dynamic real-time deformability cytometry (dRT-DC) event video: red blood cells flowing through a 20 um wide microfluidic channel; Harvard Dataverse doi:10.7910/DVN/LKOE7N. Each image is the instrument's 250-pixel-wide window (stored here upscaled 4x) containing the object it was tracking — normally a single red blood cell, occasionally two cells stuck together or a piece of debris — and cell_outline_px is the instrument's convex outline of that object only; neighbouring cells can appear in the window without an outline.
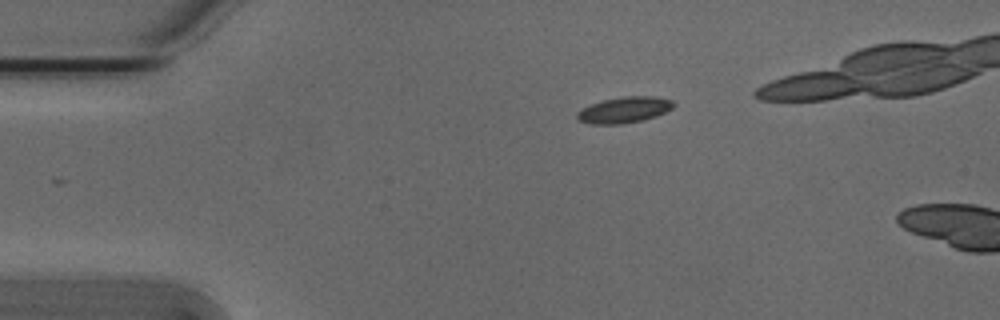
{"species": "Egyptian fruit bat (a non-hibernating species)", "species_latin": "Rousettus aegyptiacus", "temperature_condition": "cold", "stored_images_in_passage": 4, "camera_frame_rate_fps": 3000, "um_per_image_px": 0.085, "animal": {"sex": "male"}, "frame": {"image": 1, "passage_image": 1, "time_ms": 0.0, "image_size_px": [1000, 320], "cell_outline_px": [[676, 104], [672, 108], [656, 116], [644, 120], [620, 124], [588, 124], [576, 120], [576, 112], [580, 108], [604, 100], [624, 96], [656, 96], [672, 100]], "centroid_in_image_um": [53.03, 9.34], "position_along_channel_um": 32.0, "area_um2": 14.8}}